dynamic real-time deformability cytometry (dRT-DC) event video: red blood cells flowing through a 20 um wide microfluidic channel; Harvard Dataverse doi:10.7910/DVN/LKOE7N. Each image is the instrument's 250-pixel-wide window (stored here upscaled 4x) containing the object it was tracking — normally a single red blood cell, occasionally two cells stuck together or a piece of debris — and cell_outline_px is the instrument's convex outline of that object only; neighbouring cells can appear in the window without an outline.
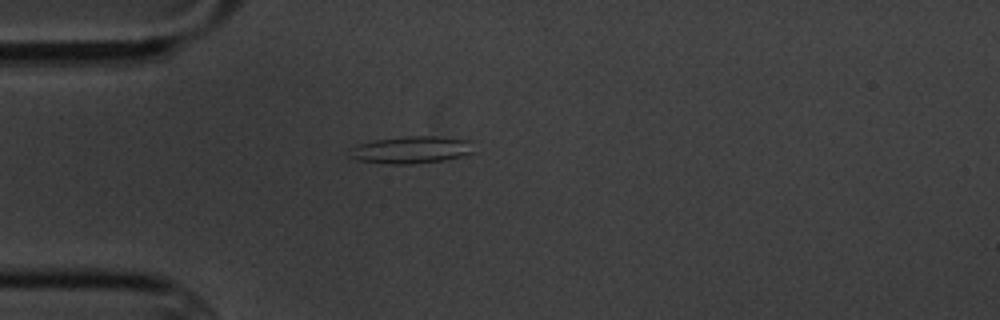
{"species": "common noctule bat (a hibernating species)", "species_latin": "Nyctalus noctula", "temperature_condition": "cold", "stored_images_in_passage": 7, "camera_frame_rate_fps": 3000, "um_per_image_px": 0.085, "animal": {"sex": "male", "body_mass_g": 20.1, "forearm_length_mm": 53.5}, "frame": {"image": 1, "passage_image": 6, "time_ms": 6.667, "image_size_px": [1000, 320], "cell_outline_px": [[476, 152], [464, 156], [444, 160], [412, 164], [392, 164], [356, 160], [348, 156], [352, 148], [356, 144], [376, 140], [404, 136], [436, 136], [472, 140]], "centroid_in_image_um": [35.02, 12.73], "position_along_channel_um": 50.0, "area_um2": 20.0}}